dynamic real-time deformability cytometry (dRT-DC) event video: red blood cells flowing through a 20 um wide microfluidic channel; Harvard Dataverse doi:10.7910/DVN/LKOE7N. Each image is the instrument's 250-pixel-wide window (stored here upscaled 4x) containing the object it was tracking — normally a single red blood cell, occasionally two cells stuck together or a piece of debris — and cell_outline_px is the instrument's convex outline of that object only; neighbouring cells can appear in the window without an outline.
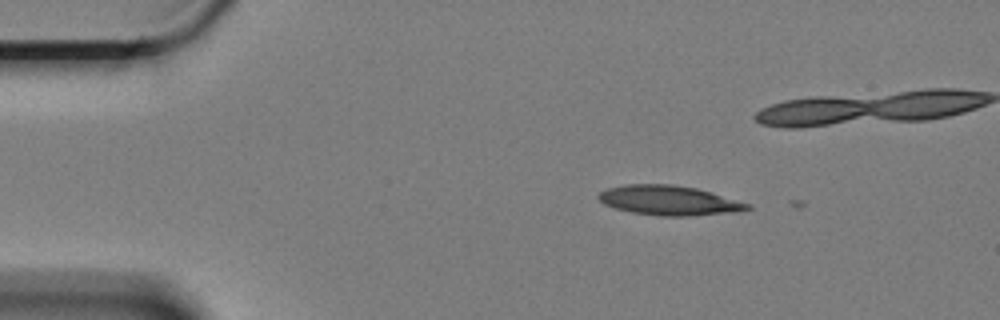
{"species": "Egyptian fruit bat (a non-hibernating species)", "species_latin": "Rousettus aegyptiacus", "temperature_condition": "cold", "stored_images_in_passage": 3, "camera_frame_rate_fps": 3000, "um_per_image_px": 0.085, "animal": {"sex": "female"}, "frame": {"image": 1, "passage_image": 1, "time_ms": 0.0, "image_size_px": [1000, 320], "cell_outline_px": [[752, 208], [736, 212], [692, 216], [660, 216], [632, 212], [616, 208], [604, 204], [596, 196], [604, 188], [624, 184], [672, 184], [696, 188], [752, 204]], "centroid_in_image_um": [56.86, 17.03], "position_along_channel_um": 28.1, "area_um2": 25.89}}